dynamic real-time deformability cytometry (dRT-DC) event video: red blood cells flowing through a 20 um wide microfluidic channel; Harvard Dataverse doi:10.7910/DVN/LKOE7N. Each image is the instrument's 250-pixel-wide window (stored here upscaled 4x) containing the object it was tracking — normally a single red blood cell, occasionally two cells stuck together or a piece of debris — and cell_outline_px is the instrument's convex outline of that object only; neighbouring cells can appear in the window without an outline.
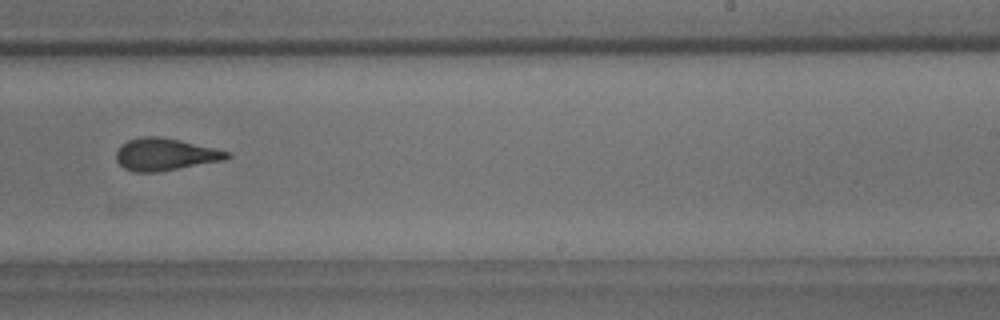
{"species": "common noctule bat (a hibernating species)", "species_latin": "Nyctalus noctula", "temperature_condition": "room temperature", "stored_images_in_passage": 14, "camera_frame_rate_fps": 3000, "um_per_image_px": 0.085, "animal": {"sex": "male", "body_mass_g": 18.8}, "frame": {"image": 1, "passage_image": 9, "time_ms": 10.0, "image_size_px": [1000, 320], "cell_outline_px": [[232, 156], [224, 160], [160, 172], [136, 172], [124, 168], [116, 160], [116, 152], [120, 144], [128, 140], [144, 136], [156, 136], [180, 140], [232, 152]], "centroid_in_image_um": [14.05, 13.12], "position_along_channel_um": 275.0, "area_um2": 20.92}}
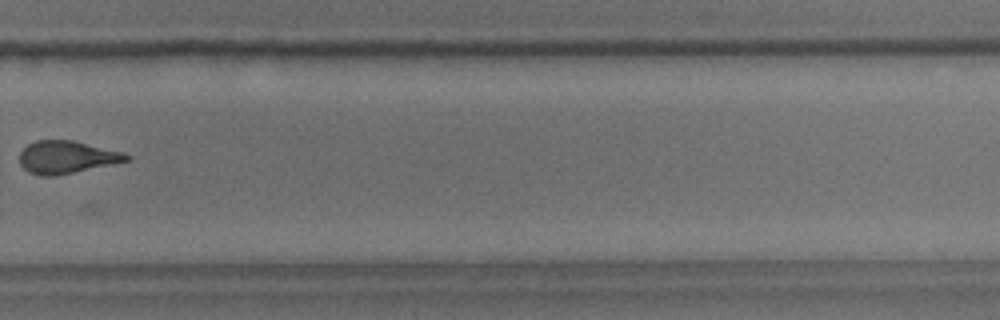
{"frame": {"image": 2, "passage_image": 10, "time_ms": 11.333, "image_size_px": [1000, 320], "cell_outline_px": [[132, 156], [128, 160], [112, 164], [56, 176], [40, 176], [28, 172], [20, 164], [20, 152], [28, 144], [36, 140], [72, 140], [124, 152]], "centroid_in_image_um": [5.66, 13.36], "position_along_channel_um": 324.1, "area_um2": 20.29}}
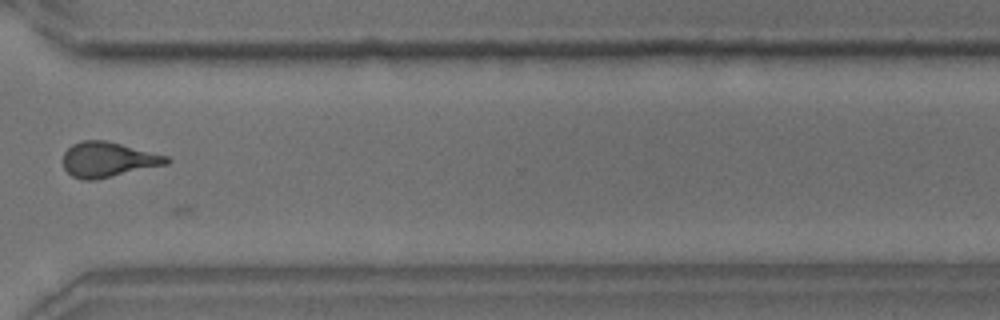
{"frame": {"image": 3, "passage_image": 11, "time_ms": 12.333, "image_size_px": [1000, 320], "cell_outline_px": [[172, 160], [168, 164], [96, 180], [84, 180], [72, 176], [64, 168], [64, 152], [72, 144], [80, 140], [104, 140], [168, 156]], "centroid_in_image_um": [9.19, 13.57], "position_along_channel_um": 361.4, "area_um2": 21.1}, "authors_computed_cell_mechanics": {"area_um2": 19.652, "velocity_mm_per_s": 3.6932, "shape_relaxation_time_tau1_ms": null, "shape_relaxation_time_tau2_ms": 8.7474, "deformation_change_tau1": null, "deformation_change_tau2": 0.1381}}